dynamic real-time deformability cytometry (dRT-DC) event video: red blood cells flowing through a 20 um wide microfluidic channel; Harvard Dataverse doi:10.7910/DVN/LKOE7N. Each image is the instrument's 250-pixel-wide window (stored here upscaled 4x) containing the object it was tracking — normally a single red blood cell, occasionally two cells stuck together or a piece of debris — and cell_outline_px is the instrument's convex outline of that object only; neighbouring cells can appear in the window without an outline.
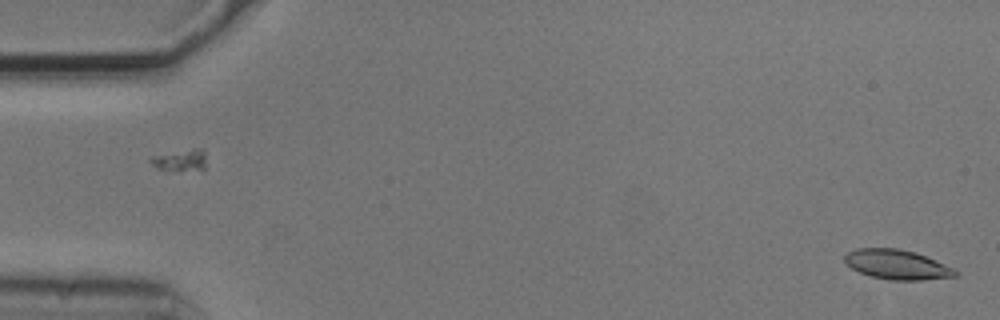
{"species": "common noctule bat (a hibernating species)", "species_latin": "Nyctalus noctula", "temperature_condition": "cold", "stored_images_in_passage": 3, "camera_frame_rate_fps": 3000, "um_per_image_px": 0.085, "animal": {"sex": "male", "body_mass_g": 20.5, "forearm_length_mm": 52.5}, "frame": {"image": 1, "passage_image": 3, "time_ms": 0.667, "image_size_px": [1000, 320], "cell_outline_px": [[960, 272], [956, 276], [920, 280], [892, 280], [872, 276], [860, 272], [852, 268], [844, 260], [844, 256], [848, 252], [856, 248], [896, 248], [916, 252], [956, 268]], "centroid_in_image_um": [76.3, 22.48], "position_along_channel_um": 8.7, "area_um2": 19.13}}